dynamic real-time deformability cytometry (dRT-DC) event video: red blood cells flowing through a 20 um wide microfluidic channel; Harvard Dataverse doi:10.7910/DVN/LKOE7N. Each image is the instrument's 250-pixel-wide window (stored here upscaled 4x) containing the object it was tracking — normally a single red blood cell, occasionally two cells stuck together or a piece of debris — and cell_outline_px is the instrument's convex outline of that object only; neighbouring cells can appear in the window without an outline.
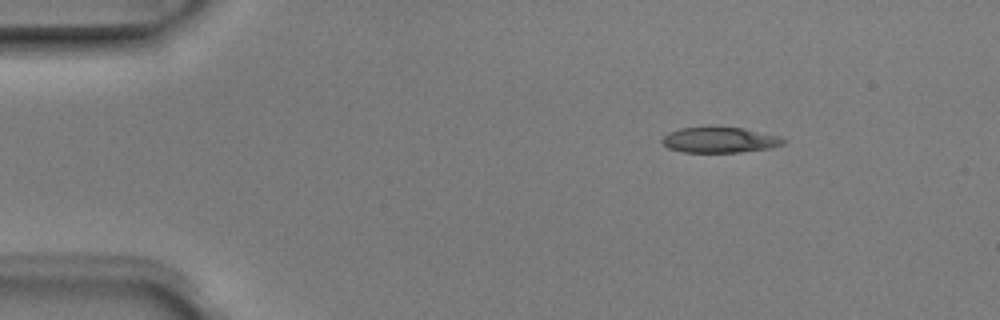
{"species": "Egyptian fruit bat (a non-hibernating species)", "species_latin": "Rousettus aegyptiacus", "temperature_condition": "room temperature", "stored_images_in_passage": 2, "camera_frame_rate_fps": 3000, "um_per_image_px": 0.085, "animal": {"sex": "male"}, "frame": {"image": 1, "passage_image": 1, "time_ms": 0.0, "image_size_px": [1000, 320], "cell_outline_px": [[788, 140], [784, 144], [772, 148], [740, 152], [684, 152], [668, 148], [660, 140], [668, 132], [680, 128], [716, 124], [744, 128], [780, 136]], "centroid_in_image_um": [61.19, 11.85], "position_along_channel_um": 23.8, "area_um2": 18.9}}